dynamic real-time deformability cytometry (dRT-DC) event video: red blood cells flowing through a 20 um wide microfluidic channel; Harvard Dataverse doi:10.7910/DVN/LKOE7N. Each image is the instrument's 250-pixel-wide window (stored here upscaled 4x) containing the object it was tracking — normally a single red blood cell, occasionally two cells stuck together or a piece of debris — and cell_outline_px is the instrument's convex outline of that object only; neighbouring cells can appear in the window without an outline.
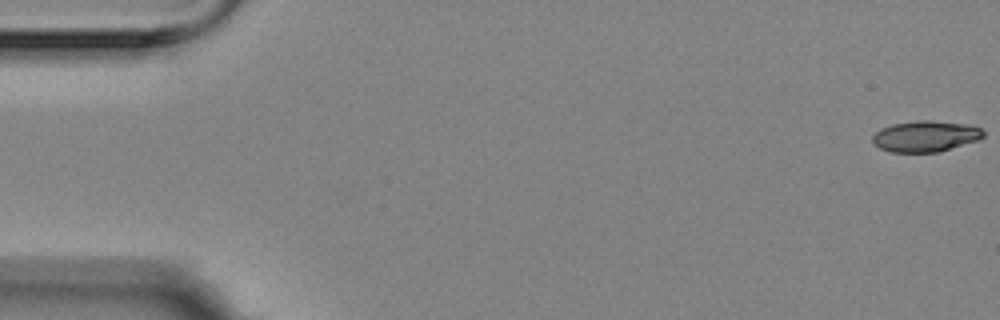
{"species": "Egyptian fruit bat (a non-hibernating species)", "species_latin": "Rousettus aegyptiacus", "temperature_condition": "room temperature", "stored_images_in_passage": 57, "camera_frame_rate_fps": 3000, "um_per_image_px": 0.085, "animal": {"sex": "female"}, "frame": {"image": 1, "passage_image": 1, "time_ms": 0.0, "image_size_px": [1000, 320], "cell_outline_px": [[984, 136], [976, 140], [936, 152], [892, 152], [880, 148], [872, 140], [872, 136], [880, 128], [892, 124], [916, 120], [928, 120], [968, 124], [980, 128], [984, 132]], "centroid_in_image_um": [78.63, 11.56], "position_along_channel_um": 6.4, "area_um2": 19.77}}
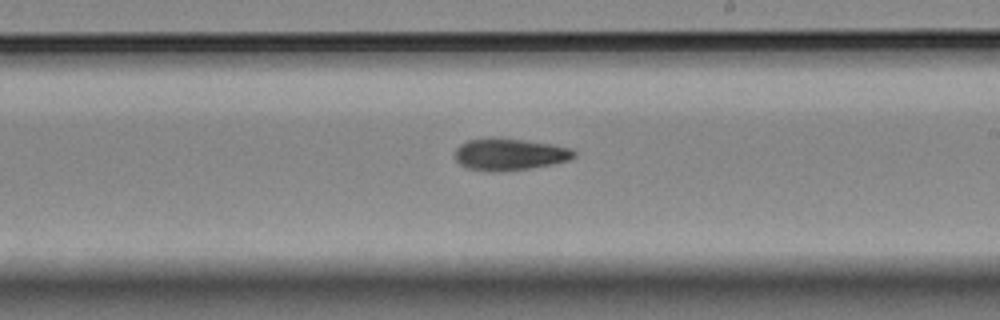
{"frame": {"image": 2, "passage_image": 33, "time_ms": 10.667, "image_size_px": [1000, 320], "cell_outline_px": [[576, 156], [568, 160], [552, 164], [528, 168], [468, 168], [460, 164], [456, 160], [456, 148], [460, 144], [468, 140], [492, 136], [500, 136], [552, 144], [572, 148], [576, 152]], "centroid_in_image_um": [43.36, 13.03], "position_along_channel_um": 245.6, "area_um2": 21.5}}
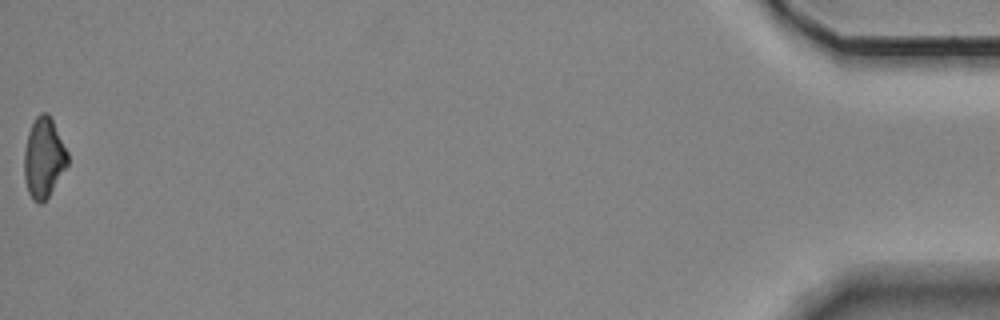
{"frame": {"image": 3, "passage_image": 57, "time_ms": 18.667, "image_size_px": [1000, 320], "cell_outline_px": [[68, 164], [48, 196], [40, 204], [32, 200], [28, 192], [24, 180], [24, 152], [28, 132], [36, 116], [40, 112], [48, 112], [68, 152]], "centroid_in_image_um": [3.7, 13.41], "position_along_channel_um": 431.5, "area_um2": 20.17}, "authors_computed_cell_mechanics": {"area_um2": 21.386, "velocity_mm_per_s": 3.5386, "shape_relaxation_time_tau1_ms": 6.0894, "shape_relaxation_time_tau2_ms": 7.4438, "deformation_change_tau1": 0.1365, "deformation_change_tau2": 0.1465}}